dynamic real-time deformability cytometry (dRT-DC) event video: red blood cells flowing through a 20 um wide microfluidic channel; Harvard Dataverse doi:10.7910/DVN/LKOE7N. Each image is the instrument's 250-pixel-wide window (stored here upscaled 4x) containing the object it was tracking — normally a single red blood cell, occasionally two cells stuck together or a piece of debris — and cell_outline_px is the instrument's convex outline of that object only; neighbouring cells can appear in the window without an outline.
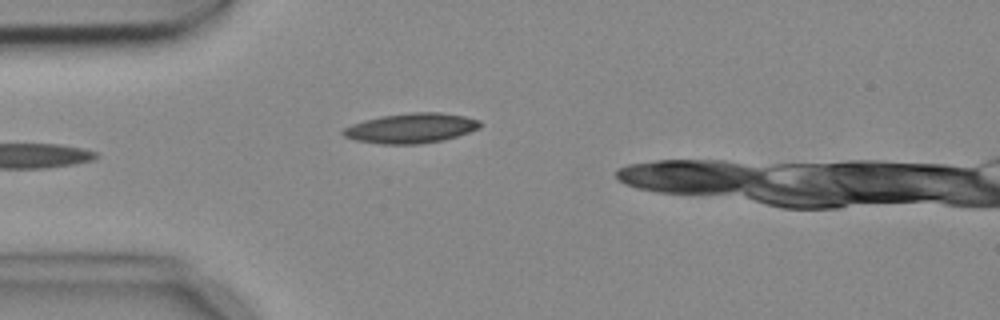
{"species": "common noctule bat (a hibernating species)", "species_latin": "Nyctalus noctula", "temperature_condition": "cold", "stored_images_in_passage": 5, "camera_frame_rate_fps": 3000, "um_per_image_px": 0.085, "animal": {"sex": "female", "body_mass_g": 18.4}, "frame": {"image": 1, "passage_image": 3, "time_ms": 0.667, "image_size_px": [1000, 320], "cell_outline_px": [[480, 128], [444, 140], [420, 144], [384, 144], [356, 140], [344, 136], [340, 132], [344, 128], [352, 124], [364, 120], [380, 116], [408, 112], [440, 112], [464, 116], [480, 120]], "centroid_in_image_um": [34.93, 10.88], "position_along_channel_um": 50.1, "area_um2": 23.87}}